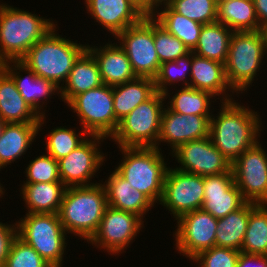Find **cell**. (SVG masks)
Wrapping results in <instances>:
<instances>
[{
	"instance_id": "1",
	"label": "cell",
	"mask_w": 267,
	"mask_h": 267,
	"mask_svg": "<svg viewBox=\"0 0 267 267\" xmlns=\"http://www.w3.org/2000/svg\"><path fill=\"white\" fill-rule=\"evenodd\" d=\"M238 100L217 103L219 109L214 108L210 118L209 136L231 164L261 140L264 132L261 112Z\"/></svg>"
},
{
	"instance_id": "2",
	"label": "cell",
	"mask_w": 267,
	"mask_h": 267,
	"mask_svg": "<svg viewBox=\"0 0 267 267\" xmlns=\"http://www.w3.org/2000/svg\"><path fill=\"white\" fill-rule=\"evenodd\" d=\"M58 30L57 24L29 49L21 61L37 76L50 80L61 89L75 61L87 49L88 42L78 43L71 36L57 33Z\"/></svg>"
},
{
	"instance_id": "3",
	"label": "cell",
	"mask_w": 267,
	"mask_h": 267,
	"mask_svg": "<svg viewBox=\"0 0 267 267\" xmlns=\"http://www.w3.org/2000/svg\"><path fill=\"white\" fill-rule=\"evenodd\" d=\"M58 24L0 0V64L21 60L29 49Z\"/></svg>"
},
{
	"instance_id": "4",
	"label": "cell",
	"mask_w": 267,
	"mask_h": 267,
	"mask_svg": "<svg viewBox=\"0 0 267 267\" xmlns=\"http://www.w3.org/2000/svg\"><path fill=\"white\" fill-rule=\"evenodd\" d=\"M266 59L265 32L262 30L233 32L224 66L227 82L238 96L243 98L244 94L252 89L250 87L254 86L252 83L259 80L257 76L265 67L263 65L266 64Z\"/></svg>"
},
{
	"instance_id": "5",
	"label": "cell",
	"mask_w": 267,
	"mask_h": 267,
	"mask_svg": "<svg viewBox=\"0 0 267 267\" xmlns=\"http://www.w3.org/2000/svg\"><path fill=\"white\" fill-rule=\"evenodd\" d=\"M107 206L106 190L101 182L71 186L66 188L58 214L68 235L87 243L96 233Z\"/></svg>"
},
{
	"instance_id": "6",
	"label": "cell",
	"mask_w": 267,
	"mask_h": 267,
	"mask_svg": "<svg viewBox=\"0 0 267 267\" xmlns=\"http://www.w3.org/2000/svg\"><path fill=\"white\" fill-rule=\"evenodd\" d=\"M117 148L119 154H122V159L114 169L132 188L142 192L158 206L163 196L165 176L170 164L169 158H165L167 155H164V150L156 147Z\"/></svg>"
},
{
	"instance_id": "7",
	"label": "cell",
	"mask_w": 267,
	"mask_h": 267,
	"mask_svg": "<svg viewBox=\"0 0 267 267\" xmlns=\"http://www.w3.org/2000/svg\"><path fill=\"white\" fill-rule=\"evenodd\" d=\"M17 220V236L52 267H63L71 235L67 236L59 214L27 213Z\"/></svg>"
},
{
	"instance_id": "8",
	"label": "cell",
	"mask_w": 267,
	"mask_h": 267,
	"mask_svg": "<svg viewBox=\"0 0 267 267\" xmlns=\"http://www.w3.org/2000/svg\"><path fill=\"white\" fill-rule=\"evenodd\" d=\"M164 107V94L156 91L119 121L109 141L120 147H156Z\"/></svg>"
},
{
	"instance_id": "9",
	"label": "cell",
	"mask_w": 267,
	"mask_h": 267,
	"mask_svg": "<svg viewBox=\"0 0 267 267\" xmlns=\"http://www.w3.org/2000/svg\"><path fill=\"white\" fill-rule=\"evenodd\" d=\"M79 119V126L89 135L110 139L119 121L113 109V87L102 84L76 95L67 105Z\"/></svg>"
},
{
	"instance_id": "10",
	"label": "cell",
	"mask_w": 267,
	"mask_h": 267,
	"mask_svg": "<svg viewBox=\"0 0 267 267\" xmlns=\"http://www.w3.org/2000/svg\"><path fill=\"white\" fill-rule=\"evenodd\" d=\"M145 220L127 211L107 206L96 233L87 242L88 246L105 251L109 255L119 257L137 239L144 226ZM130 245V246H129ZM103 250V251H102Z\"/></svg>"
},
{
	"instance_id": "11",
	"label": "cell",
	"mask_w": 267,
	"mask_h": 267,
	"mask_svg": "<svg viewBox=\"0 0 267 267\" xmlns=\"http://www.w3.org/2000/svg\"><path fill=\"white\" fill-rule=\"evenodd\" d=\"M106 139L102 136L90 135L68 156L58 160L60 179L66 187L90 186L101 182L93 178L95 176L98 178L100 173L98 171H101L100 168L107 161L108 154L106 155V152L104 154L101 147Z\"/></svg>"
},
{
	"instance_id": "12",
	"label": "cell",
	"mask_w": 267,
	"mask_h": 267,
	"mask_svg": "<svg viewBox=\"0 0 267 267\" xmlns=\"http://www.w3.org/2000/svg\"><path fill=\"white\" fill-rule=\"evenodd\" d=\"M113 39L124 49L137 77H156L160 61L155 49L154 18L151 15H146Z\"/></svg>"
},
{
	"instance_id": "13",
	"label": "cell",
	"mask_w": 267,
	"mask_h": 267,
	"mask_svg": "<svg viewBox=\"0 0 267 267\" xmlns=\"http://www.w3.org/2000/svg\"><path fill=\"white\" fill-rule=\"evenodd\" d=\"M175 224L173 231L175 252L188 258L189 261L215 246L218 219L202 208L184 214Z\"/></svg>"
},
{
	"instance_id": "14",
	"label": "cell",
	"mask_w": 267,
	"mask_h": 267,
	"mask_svg": "<svg viewBox=\"0 0 267 267\" xmlns=\"http://www.w3.org/2000/svg\"><path fill=\"white\" fill-rule=\"evenodd\" d=\"M203 199L204 177L179 171L169 165L159 205L170 213L174 222L186 213L201 209Z\"/></svg>"
},
{
	"instance_id": "15",
	"label": "cell",
	"mask_w": 267,
	"mask_h": 267,
	"mask_svg": "<svg viewBox=\"0 0 267 267\" xmlns=\"http://www.w3.org/2000/svg\"><path fill=\"white\" fill-rule=\"evenodd\" d=\"M259 140L232 164L234 183L247 202L267 204V150Z\"/></svg>"
},
{
	"instance_id": "16",
	"label": "cell",
	"mask_w": 267,
	"mask_h": 267,
	"mask_svg": "<svg viewBox=\"0 0 267 267\" xmlns=\"http://www.w3.org/2000/svg\"><path fill=\"white\" fill-rule=\"evenodd\" d=\"M170 157L179 164L174 167L177 170L203 177L231 171V163L214 146L210 136L180 145Z\"/></svg>"
},
{
	"instance_id": "17",
	"label": "cell",
	"mask_w": 267,
	"mask_h": 267,
	"mask_svg": "<svg viewBox=\"0 0 267 267\" xmlns=\"http://www.w3.org/2000/svg\"><path fill=\"white\" fill-rule=\"evenodd\" d=\"M211 116L179 114L165 105L156 148L162 151L161 146L167 144L168 151L171 149L168 153L170 155L184 143L208 137Z\"/></svg>"
},
{
	"instance_id": "18",
	"label": "cell",
	"mask_w": 267,
	"mask_h": 267,
	"mask_svg": "<svg viewBox=\"0 0 267 267\" xmlns=\"http://www.w3.org/2000/svg\"><path fill=\"white\" fill-rule=\"evenodd\" d=\"M0 66L12 77L23 99L40 117L47 116L49 111L45 109L49 100L54 99L52 96H58L61 102L60 88L50 80L37 76L21 60H9Z\"/></svg>"
},
{
	"instance_id": "19",
	"label": "cell",
	"mask_w": 267,
	"mask_h": 267,
	"mask_svg": "<svg viewBox=\"0 0 267 267\" xmlns=\"http://www.w3.org/2000/svg\"><path fill=\"white\" fill-rule=\"evenodd\" d=\"M84 4L88 18L114 38L147 15L132 0H84Z\"/></svg>"
},
{
	"instance_id": "20",
	"label": "cell",
	"mask_w": 267,
	"mask_h": 267,
	"mask_svg": "<svg viewBox=\"0 0 267 267\" xmlns=\"http://www.w3.org/2000/svg\"><path fill=\"white\" fill-rule=\"evenodd\" d=\"M247 201L234 183L232 170L228 173L204 176V199L202 209L219 219L227 216Z\"/></svg>"
},
{
	"instance_id": "21",
	"label": "cell",
	"mask_w": 267,
	"mask_h": 267,
	"mask_svg": "<svg viewBox=\"0 0 267 267\" xmlns=\"http://www.w3.org/2000/svg\"><path fill=\"white\" fill-rule=\"evenodd\" d=\"M46 119H49L48 115L41 116L39 123H5L0 137V171L19 162L22 156L24 159L28 150L32 149V144L35 145L36 138L41 137L39 133L43 132L42 127L48 123Z\"/></svg>"
},
{
	"instance_id": "22",
	"label": "cell",
	"mask_w": 267,
	"mask_h": 267,
	"mask_svg": "<svg viewBox=\"0 0 267 267\" xmlns=\"http://www.w3.org/2000/svg\"><path fill=\"white\" fill-rule=\"evenodd\" d=\"M104 40L103 44L99 41L94 46L87 44V50L98 64L103 84L113 87L137 78L124 49L113 39Z\"/></svg>"
},
{
	"instance_id": "23",
	"label": "cell",
	"mask_w": 267,
	"mask_h": 267,
	"mask_svg": "<svg viewBox=\"0 0 267 267\" xmlns=\"http://www.w3.org/2000/svg\"><path fill=\"white\" fill-rule=\"evenodd\" d=\"M189 87L210 92L220 102L240 98L227 82L223 63L194 53H192Z\"/></svg>"
},
{
	"instance_id": "24",
	"label": "cell",
	"mask_w": 267,
	"mask_h": 267,
	"mask_svg": "<svg viewBox=\"0 0 267 267\" xmlns=\"http://www.w3.org/2000/svg\"><path fill=\"white\" fill-rule=\"evenodd\" d=\"M105 182L101 183L106 190L107 204L121 211L132 212L143 220L155 204L142 192L135 190L115 169L110 171Z\"/></svg>"
},
{
	"instance_id": "25",
	"label": "cell",
	"mask_w": 267,
	"mask_h": 267,
	"mask_svg": "<svg viewBox=\"0 0 267 267\" xmlns=\"http://www.w3.org/2000/svg\"><path fill=\"white\" fill-rule=\"evenodd\" d=\"M20 198L27 213L58 214L66 186L62 182L20 183Z\"/></svg>"
},
{
	"instance_id": "26",
	"label": "cell",
	"mask_w": 267,
	"mask_h": 267,
	"mask_svg": "<svg viewBox=\"0 0 267 267\" xmlns=\"http://www.w3.org/2000/svg\"><path fill=\"white\" fill-rule=\"evenodd\" d=\"M40 116L23 99L12 77L0 66V120L5 123H39Z\"/></svg>"
},
{
	"instance_id": "27",
	"label": "cell",
	"mask_w": 267,
	"mask_h": 267,
	"mask_svg": "<svg viewBox=\"0 0 267 267\" xmlns=\"http://www.w3.org/2000/svg\"><path fill=\"white\" fill-rule=\"evenodd\" d=\"M103 84L98 64L86 49L75 61L69 77L60 89V98L68 104L76 95Z\"/></svg>"
},
{
	"instance_id": "28",
	"label": "cell",
	"mask_w": 267,
	"mask_h": 267,
	"mask_svg": "<svg viewBox=\"0 0 267 267\" xmlns=\"http://www.w3.org/2000/svg\"><path fill=\"white\" fill-rule=\"evenodd\" d=\"M172 90L169 89L163 94L165 105L176 113L184 115H212L214 107L217 108V106H214L217 103V99L210 92L189 86L180 87L178 90L174 87V90Z\"/></svg>"
},
{
	"instance_id": "29",
	"label": "cell",
	"mask_w": 267,
	"mask_h": 267,
	"mask_svg": "<svg viewBox=\"0 0 267 267\" xmlns=\"http://www.w3.org/2000/svg\"><path fill=\"white\" fill-rule=\"evenodd\" d=\"M150 15L168 32L179 38L190 51L197 46L203 24L175 12L165 1Z\"/></svg>"
},
{
	"instance_id": "30",
	"label": "cell",
	"mask_w": 267,
	"mask_h": 267,
	"mask_svg": "<svg viewBox=\"0 0 267 267\" xmlns=\"http://www.w3.org/2000/svg\"><path fill=\"white\" fill-rule=\"evenodd\" d=\"M155 92L154 79L146 77H137L129 82L113 86L115 118L120 121Z\"/></svg>"
},
{
	"instance_id": "31",
	"label": "cell",
	"mask_w": 267,
	"mask_h": 267,
	"mask_svg": "<svg viewBox=\"0 0 267 267\" xmlns=\"http://www.w3.org/2000/svg\"><path fill=\"white\" fill-rule=\"evenodd\" d=\"M233 31L222 23L204 24L192 53L225 64Z\"/></svg>"
},
{
	"instance_id": "32",
	"label": "cell",
	"mask_w": 267,
	"mask_h": 267,
	"mask_svg": "<svg viewBox=\"0 0 267 267\" xmlns=\"http://www.w3.org/2000/svg\"><path fill=\"white\" fill-rule=\"evenodd\" d=\"M250 216V202L218 219L215 246L240 251Z\"/></svg>"
},
{
	"instance_id": "33",
	"label": "cell",
	"mask_w": 267,
	"mask_h": 267,
	"mask_svg": "<svg viewBox=\"0 0 267 267\" xmlns=\"http://www.w3.org/2000/svg\"><path fill=\"white\" fill-rule=\"evenodd\" d=\"M217 21L233 32L260 30L252 0H234L219 5Z\"/></svg>"
},
{
	"instance_id": "34",
	"label": "cell",
	"mask_w": 267,
	"mask_h": 267,
	"mask_svg": "<svg viewBox=\"0 0 267 267\" xmlns=\"http://www.w3.org/2000/svg\"><path fill=\"white\" fill-rule=\"evenodd\" d=\"M245 254L267 255V204L250 202V216L240 250Z\"/></svg>"
},
{
	"instance_id": "35",
	"label": "cell",
	"mask_w": 267,
	"mask_h": 267,
	"mask_svg": "<svg viewBox=\"0 0 267 267\" xmlns=\"http://www.w3.org/2000/svg\"><path fill=\"white\" fill-rule=\"evenodd\" d=\"M44 136H46L43 137L46 139L45 144L43 141L45 153L58 161L59 159L68 156L90 135L83 130V128L80 130L76 127V125L73 128L68 124L67 126L53 127L50 131H48V134Z\"/></svg>"
},
{
	"instance_id": "36",
	"label": "cell",
	"mask_w": 267,
	"mask_h": 267,
	"mask_svg": "<svg viewBox=\"0 0 267 267\" xmlns=\"http://www.w3.org/2000/svg\"><path fill=\"white\" fill-rule=\"evenodd\" d=\"M191 63L192 51L175 61L160 64L158 74L154 78L156 91L164 93L170 86L171 89L176 86L177 88L189 86Z\"/></svg>"
},
{
	"instance_id": "37",
	"label": "cell",
	"mask_w": 267,
	"mask_h": 267,
	"mask_svg": "<svg viewBox=\"0 0 267 267\" xmlns=\"http://www.w3.org/2000/svg\"><path fill=\"white\" fill-rule=\"evenodd\" d=\"M175 12L199 22L209 24L217 21L218 7L214 0H164Z\"/></svg>"
},
{
	"instance_id": "38",
	"label": "cell",
	"mask_w": 267,
	"mask_h": 267,
	"mask_svg": "<svg viewBox=\"0 0 267 267\" xmlns=\"http://www.w3.org/2000/svg\"><path fill=\"white\" fill-rule=\"evenodd\" d=\"M40 153H42L40 155ZM39 155L27 163L25 166V181L22 183H51L61 182L59 175L58 161L45 152H40Z\"/></svg>"
},
{
	"instance_id": "39",
	"label": "cell",
	"mask_w": 267,
	"mask_h": 267,
	"mask_svg": "<svg viewBox=\"0 0 267 267\" xmlns=\"http://www.w3.org/2000/svg\"><path fill=\"white\" fill-rule=\"evenodd\" d=\"M154 43L160 64L175 61L190 52L179 38L168 32L155 19Z\"/></svg>"
},
{
	"instance_id": "40",
	"label": "cell",
	"mask_w": 267,
	"mask_h": 267,
	"mask_svg": "<svg viewBox=\"0 0 267 267\" xmlns=\"http://www.w3.org/2000/svg\"><path fill=\"white\" fill-rule=\"evenodd\" d=\"M3 267H52L38 252L18 236L11 243Z\"/></svg>"
},
{
	"instance_id": "41",
	"label": "cell",
	"mask_w": 267,
	"mask_h": 267,
	"mask_svg": "<svg viewBox=\"0 0 267 267\" xmlns=\"http://www.w3.org/2000/svg\"><path fill=\"white\" fill-rule=\"evenodd\" d=\"M240 252L214 246L199 253L190 262L191 265L196 264L195 267H236Z\"/></svg>"
},
{
	"instance_id": "42",
	"label": "cell",
	"mask_w": 267,
	"mask_h": 267,
	"mask_svg": "<svg viewBox=\"0 0 267 267\" xmlns=\"http://www.w3.org/2000/svg\"><path fill=\"white\" fill-rule=\"evenodd\" d=\"M3 221L5 220H0V267L4 266L11 243L17 236L16 222L7 221L3 223Z\"/></svg>"
},
{
	"instance_id": "43",
	"label": "cell",
	"mask_w": 267,
	"mask_h": 267,
	"mask_svg": "<svg viewBox=\"0 0 267 267\" xmlns=\"http://www.w3.org/2000/svg\"><path fill=\"white\" fill-rule=\"evenodd\" d=\"M236 267H267V255L240 252Z\"/></svg>"
},
{
	"instance_id": "44",
	"label": "cell",
	"mask_w": 267,
	"mask_h": 267,
	"mask_svg": "<svg viewBox=\"0 0 267 267\" xmlns=\"http://www.w3.org/2000/svg\"><path fill=\"white\" fill-rule=\"evenodd\" d=\"M257 19L260 24V30L267 32V0H252Z\"/></svg>"
},
{
	"instance_id": "45",
	"label": "cell",
	"mask_w": 267,
	"mask_h": 267,
	"mask_svg": "<svg viewBox=\"0 0 267 267\" xmlns=\"http://www.w3.org/2000/svg\"><path fill=\"white\" fill-rule=\"evenodd\" d=\"M147 15H150L164 0H132Z\"/></svg>"
},
{
	"instance_id": "46",
	"label": "cell",
	"mask_w": 267,
	"mask_h": 267,
	"mask_svg": "<svg viewBox=\"0 0 267 267\" xmlns=\"http://www.w3.org/2000/svg\"><path fill=\"white\" fill-rule=\"evenodd\" d=\"M1 179V178H0ZM5 185L3 186V184L1 183V180H0V198L1 199H4L5 198V194H7L8 192H6V190H5ZM6 192V193H5ZM2 197H4V198H2Z\"/></svg>"
},
{
	"instance_id": "47",
	"label": "cell",
	"mask_w": 267,
	"mask_h": 267,
	"mask_svg": "<svg viewBox=\"0 0 267 267\" xmlns=\"http://www.w3.org/2000/svg\"><path fill=\"white\" fill-rule=\"evenodd\" d=\"M228 1H234V0H214L215 4L217 5V7L225 2Z\"/></svg>"
},
{
	"instance_id": "48",
	"label": "cell",
	"mask_w": 267,
	"mask_h": 267,
	"mask_svg": "<svg viewBox=\"0 0 267 267\" xmlns=\"http://www.w3.org/2000/svg\"><path fill=\"white\" fill-rule=\"evenodd\" d=\"M4 125H5V122H3L2 120H0V137H1L2 133H3Z\"/></svg>"
}]
</instances>
